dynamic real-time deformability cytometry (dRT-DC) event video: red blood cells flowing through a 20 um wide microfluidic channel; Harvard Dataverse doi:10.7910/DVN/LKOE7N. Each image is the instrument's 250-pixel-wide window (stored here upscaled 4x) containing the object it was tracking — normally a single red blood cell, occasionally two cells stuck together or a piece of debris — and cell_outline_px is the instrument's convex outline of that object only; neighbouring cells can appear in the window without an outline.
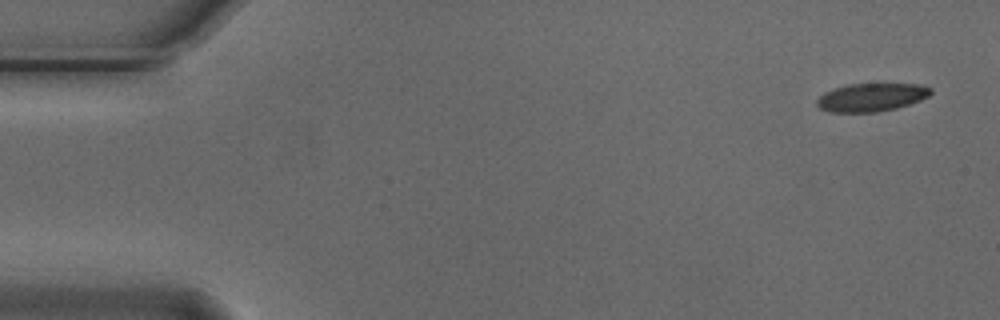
{"species": "Egyptian fruit bat (a non-hibernating species)", "species_latin": "Rousettus aegyptiacus", "temperature_condition": "cold", "stored_images_in_passage": 4, "camera_frame_rate_fps": 3000, "um_per_image_px": 0.085, "animal": {"sex": "male"}, "frame": {"image": 1, "passage_image": 1, "time_ms": 0.0, "image_size_px": [1000, 320], "cell_outline_px": [[932, 92], [928, 96], [920, 100], [896, 108], [876, 112], [828, 112], [820, 108], [816, 104], [816, 100], [824, 92], [848, 84], [920, 84], [932, 88]], "centroid_in_image_um": [74.06, 8.27], "position_along_channel_um": 10.9, "area_um2": 18.61}}